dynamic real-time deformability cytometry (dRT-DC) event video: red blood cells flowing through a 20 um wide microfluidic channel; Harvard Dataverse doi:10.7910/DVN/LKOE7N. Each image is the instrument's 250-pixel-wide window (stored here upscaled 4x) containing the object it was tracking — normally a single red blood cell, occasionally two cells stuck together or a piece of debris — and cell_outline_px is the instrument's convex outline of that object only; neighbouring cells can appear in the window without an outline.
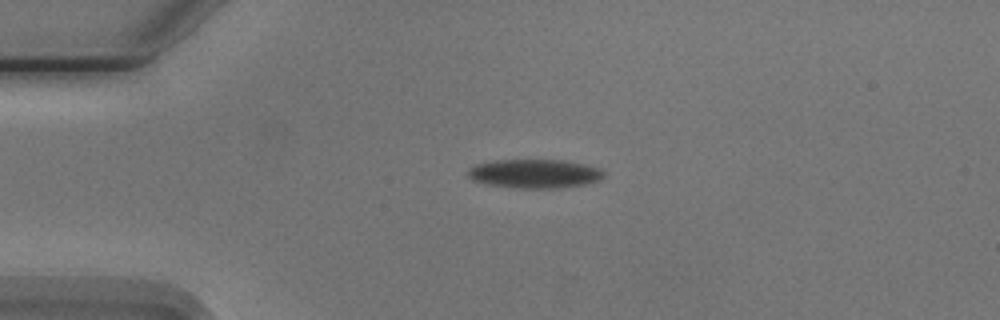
{"species": "Egyptian fruit bat (a non-hibernating species)", "species_latin": "Rousettus aegyptiacus", "temperature_condition": "cold", "stored_images_in_passage": 2, "camera_frame_rate_fps": 3000, "um_per_image_px": 0.085, "animal": {"sex": "male"}, "frame": {"image": 1, "passage_image": 1, "time_ms": 0.0, "image_size_px": [1000, 320], "cell_outline_px": [[604, 176], [600, 180], [584, 184], [556, 188], [516, 188], [488, 184], [472, 180], [468, 176], [468, 168], [476, 164], [492, 160], [568, 160], [600, 168], [604, 172]], "centroid_in_image_um": [45.44, 14.75], "position_along_channel_um": 39.6, "area_um2": 22.95}}